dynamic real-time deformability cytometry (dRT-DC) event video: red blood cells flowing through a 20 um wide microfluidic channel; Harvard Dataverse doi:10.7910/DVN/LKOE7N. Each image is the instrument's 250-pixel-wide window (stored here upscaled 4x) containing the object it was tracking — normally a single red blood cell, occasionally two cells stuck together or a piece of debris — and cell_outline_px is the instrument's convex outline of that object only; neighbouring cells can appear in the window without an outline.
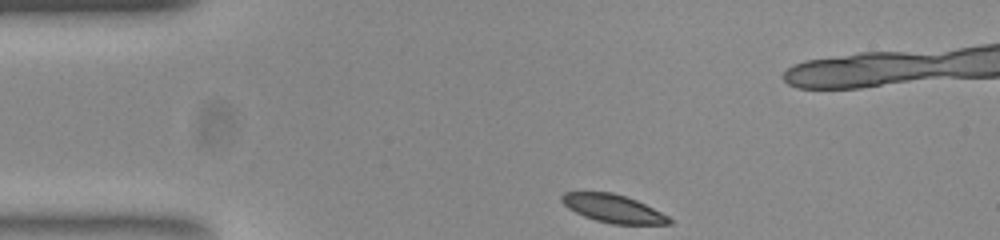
{"species": "common noctule bat (a hibernating species)", "species_latin": "Nyctalus noctula", "temperature_condition": "room temperature", "stored_images_in_passage": 36, "camera_frame_rate_fps": 3000, "um_per_image_px": 0.085, "animal": {"sex": "female", "body_mass_g": 23.0, "forearm_length_mm": 53.4}, "frame": {"image": 1, "passage_image": 1, "time_ms": 0.0, "image_size_px": [1000, 240], "cell_outline_px": [[672, 224], [612, 224], [596, 220], [584, 216], [568, 208], [560, 200], [560, 196], [564, 192], [612, 192], [636, 200], [668, 216], [672, 220]], "centroid_in_image_um": [52.09, 17.72], "position_along_channel_um": 32.9, "area_um2": 17.4}}
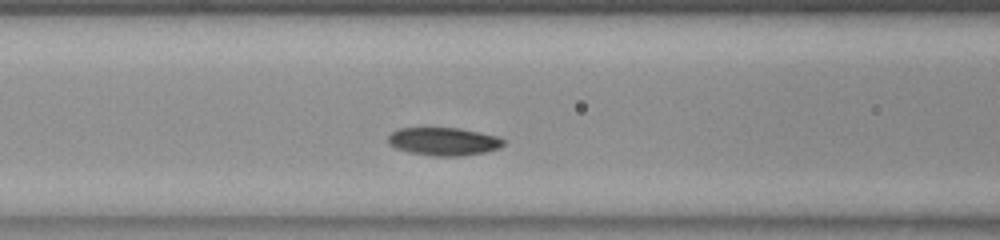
{"frame": {"image": 2, "passage_image": 12, "time_ms": 3.667, "image_size_px": [1000, 240], "cell_outline_px": [[504, 144], [500, 148], [484, 152], [464, 156], [432, 156], [408, 152], [396, 148], [388, 144], [388, 136], [396, 128], [460, 128], [500, 136], [504, 140]], "centroid_in_image_um": [37.72, 12.02], "position_along_channel_um": 128.9, "area_um2": 19.07}}
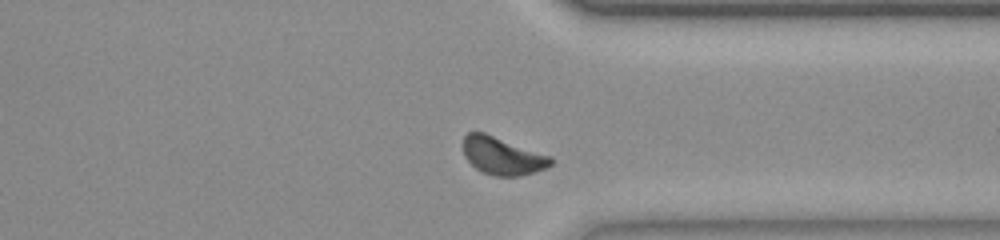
{"frame": {"image": 3, "passage_image": 31, "time_ms": 10.0, "image_size_px": [1000, 240], "cell_outline_px": [[552, 164], [544, 168], [520, 176], [496, 176], [480, 172], [464, 156], [464, 136], [468, 132], [484, 132], [552, 156]], "centroid_in_image_um": [42.7, 13.24], "position_along_channel_um": 368.7, "area_um2": 19.13}}